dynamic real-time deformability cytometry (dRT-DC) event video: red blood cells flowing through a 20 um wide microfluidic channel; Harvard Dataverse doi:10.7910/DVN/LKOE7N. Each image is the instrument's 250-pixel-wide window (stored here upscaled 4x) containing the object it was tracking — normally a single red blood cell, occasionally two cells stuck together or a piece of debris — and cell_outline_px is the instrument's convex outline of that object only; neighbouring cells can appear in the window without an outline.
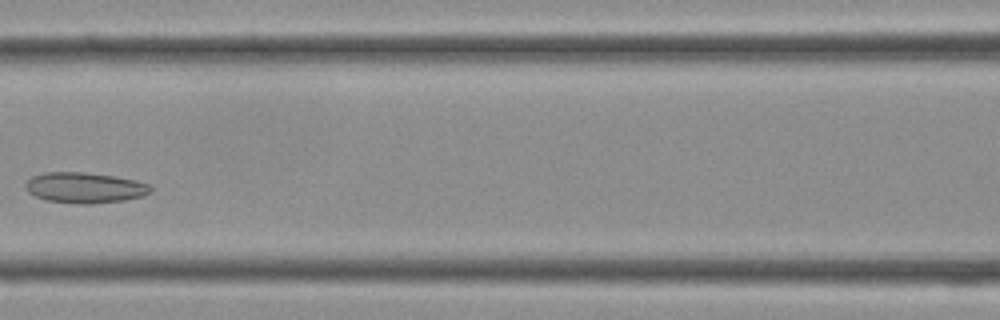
{"species": "Egyptian fruit bat (a non-hibernating species)", "species_latin": "Rousettus aegyptiacus", "temperature_condition": "cold", "stored_images_in_passage": 4, "camera_frame_rate_fps": 3000, "um_per_image_px": 0.085, "frame": {"image": 1, "passage_image": 4, "time_ms": 1.0, "image_size_px": [1000, 320], "cell_outline_px": [[152, 192], [144, 196], [124, 200], [92, 204], [80, 204], [44, 200], [28, 192], [24, 184], [32, 176], [44, 172], [84, 172], [112, 176], [136, 180], [148, 184], [152, 188]], "centroid_in_image_um": [7.2, 15.96], "position_along_channel_um": 159.4, "area_um2": 22.43}}